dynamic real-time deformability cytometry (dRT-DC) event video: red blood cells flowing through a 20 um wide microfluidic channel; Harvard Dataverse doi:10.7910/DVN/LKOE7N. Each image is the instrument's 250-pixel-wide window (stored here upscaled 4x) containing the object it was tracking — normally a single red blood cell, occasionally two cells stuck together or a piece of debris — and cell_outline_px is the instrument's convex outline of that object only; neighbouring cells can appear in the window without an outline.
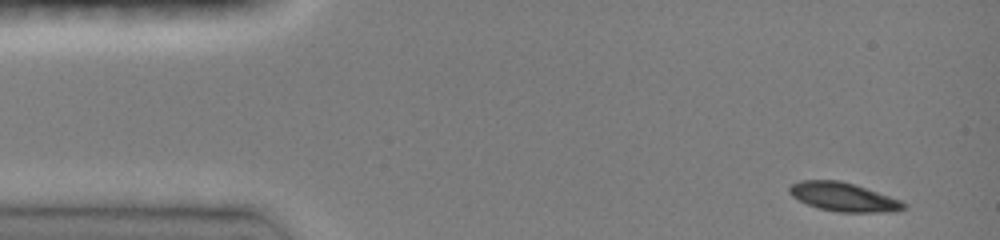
{"species": "common noctule bat (a hibernating species)", "species_latin": "Nyctalus noctula", "temperature_condition": "room temperature", "stored_images_in_passage": 8, "camera_frame_rate_fps": 3000, "um_per_image_px": 0.085, "animal": {"sex": "female", "body_mass_g": 19.0, "forearm_length_mm": 51.5}, "frame": {"image": 1, "passage_image": 1, "time_ms": 0.0, "image_size_px": [1000, 240], "cell_outline_px": [[908, 204], [904, 208], [896, 212], [836, 212], [820, 208], [808, 204], [792, 196], [788, 192], [788, 188], [792, 184], [800, 180], [840, 180], [900, 200]], "centroid_in_image_um": [71.68, 16.75], "position_along_channel_um": 13.3, "area_um2": 18.9}}
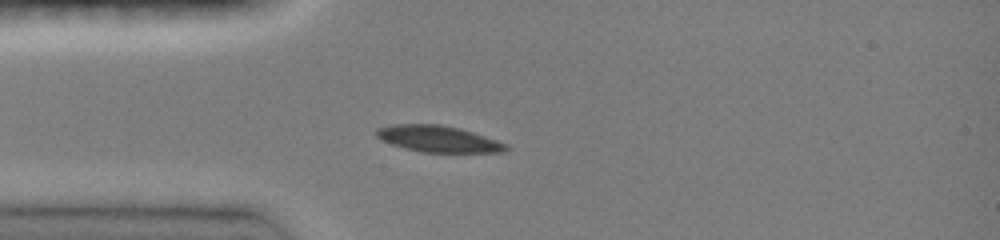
{"frame": {"image": 2, "passage_image": 5, "time_ms": 1.333, "image_size_px": [1000, 240], "cell_outline_px": [[508, 148], [504, 152], [420, 152], [404, 148], [392, 144], [376, 136], [372, 132], [376, 128], [392, 124], [440, 124], [460, 128], [508, 144]], "centroid_in_image_um": [37.21, 11.8], "position_along_channel_um": 47.8, "area_um2": 19.94}}